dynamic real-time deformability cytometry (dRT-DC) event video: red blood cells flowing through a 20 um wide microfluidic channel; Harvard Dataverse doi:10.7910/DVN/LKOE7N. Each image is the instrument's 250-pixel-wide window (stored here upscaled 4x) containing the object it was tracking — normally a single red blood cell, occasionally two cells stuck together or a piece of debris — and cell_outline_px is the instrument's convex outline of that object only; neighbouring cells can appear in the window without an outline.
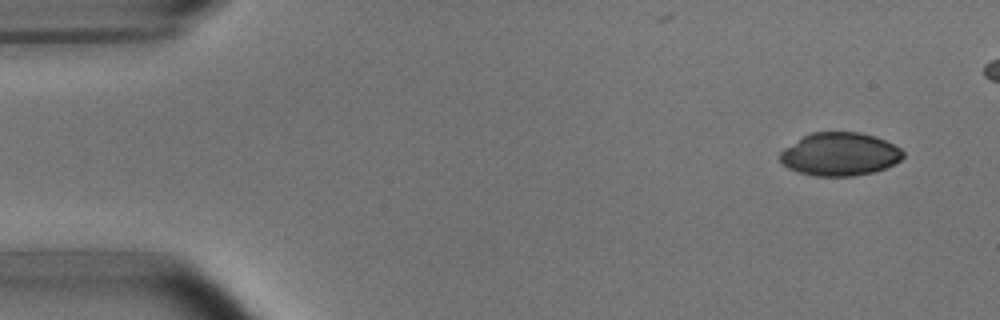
{"species": "common noctule bat (a hibernating species)", "species_latin": "Nyctalus noctula", "temperature_condition": "room temperature", "stored_images_in_passage": 5, "camera_frame_rate_fps": 3000, "um_per_image_px": 0.085, "animal": {"sex": "male", "body_mass_g": 15.6}, "frame": {"image": 1, "passage_image": 1, "time_ms": 0.0, "image_size_px": [1000, 320], "cell_outline_px": [[904, 156], [900, 160], [884, 168], [872, 172], [852, 176], [816, 176], [796, 172], [788, 168], [780, 160], [780, 152], [784, 148], [804, 136], [812, 132], [860, 132], [876, 136], [900, 148], [904, 152]], "centroid_in_image_um": [71.37, 13.1], "position_along_channel_um": 13.6, "area_um2": 30.81}}